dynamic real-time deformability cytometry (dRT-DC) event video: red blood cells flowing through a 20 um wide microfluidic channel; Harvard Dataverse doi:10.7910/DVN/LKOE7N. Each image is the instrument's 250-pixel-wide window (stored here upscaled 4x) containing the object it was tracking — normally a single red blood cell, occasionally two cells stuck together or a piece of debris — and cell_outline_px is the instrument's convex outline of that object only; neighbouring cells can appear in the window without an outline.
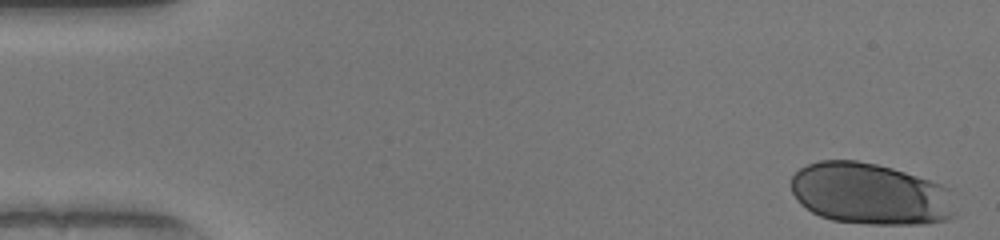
{"species": "human", "species_latin": "Homo sapiens", "temperature_condition": "warm", "stored_images_in_passage": 49, "camera_frame_rate_fps": 3000, "um_per_image_px": 0.085, "donor": {"sex": "female"}, "frame": {"image": 1, "passage_image": 1, "time_ms": 0.0, "image_size_px": [1000, 240], "cell_outline_px": [[956, 216], [948, 220], [924, 224], [868, 224], [832, 220], [820, 216], [812, 212], [800, 204], [792, 192], [792, 176], [800, 168], [808, 164], [820, 160], [856, 160], [876, 164], [892, 168], [940, 184], [948, 188]], "centroid_in_image_um": [73.96, 16.49], "position_along_channel_um": 11.0, "area_um2": 58.96}}